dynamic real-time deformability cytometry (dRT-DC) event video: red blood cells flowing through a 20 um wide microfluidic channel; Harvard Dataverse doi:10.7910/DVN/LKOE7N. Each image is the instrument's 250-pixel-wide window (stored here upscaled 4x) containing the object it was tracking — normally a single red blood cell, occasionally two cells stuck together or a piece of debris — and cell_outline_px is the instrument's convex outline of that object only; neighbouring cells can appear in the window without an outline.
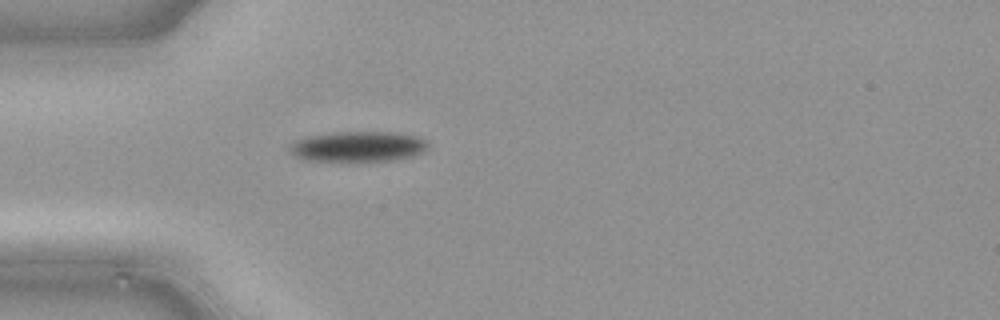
{"species": "common noctule bat (a hibernating species)", "species_latin": "Nyctalus noctula", "temperature_condition": "cold", "stored_images_in_passage": 35, "camera_frame_rate_fps": 3000, "um_per_image_px": 0.085, "animal": {"sex": "male", "body_mass_g": 21.5, "forearm_length_mm": 52.0}, "frame": {"image": 1, "passage_image": 1, "time_ms": 0.0, "image_size_px": [1000, 320], "cell_outline_px": [[428, 144], [420, 152], [408, 156], [392, 160], [352, 164], [340, 164], [304, 160], [296, 156], [288, 148], [296, 140], [308, 136], [336, 132], [392, 132], [416, 136], [428, 140]], "centroid_in_image_um": [30.35, 12.51], "position_along_channel_um": 54.6, "area_um2": 25.26}}
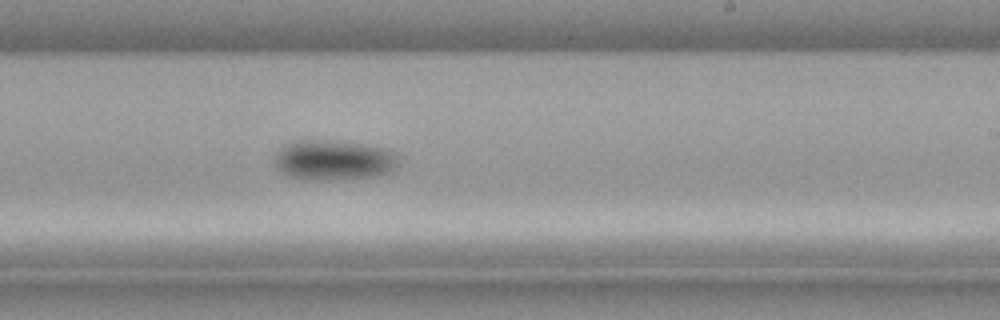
{"frame": {"image": 2, "passage_image": 16, "time_ms": 5.0, "image_size_px": [1000, 320], "cell_outline_px": [[400, 164], [388, 172], [372, 176], [288, 176], [276, 168], [272, 164], [272, 156], [284, 144], [292, 140], [340, 140], [368, 144], [388, 148], [396, 152]], "centroid_in_image_um": [28.35, 13.5], "position_along_channel_um": 260.6, "area_um2": 28.38}}
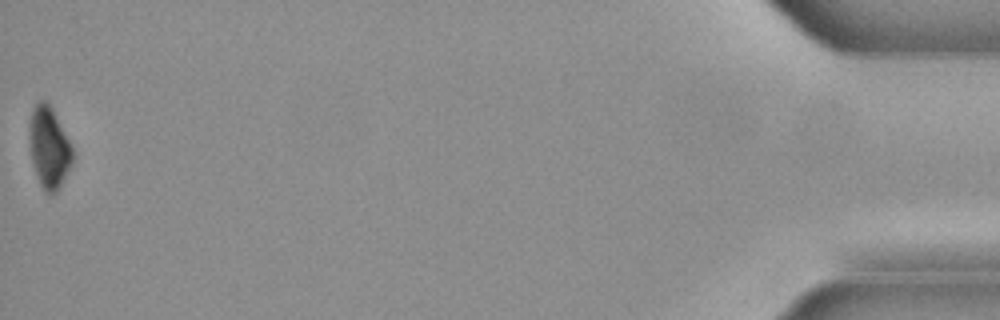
{"frame": {"image": 3, "passage_image": 35, "time_ms": 11.333, "image_size_px": [1000, 320], "cell_outline_px": [[72, 164], [60, 188], [52, 196], [48, 196], [44, 192], [40, 184], [32, 160], [28, 136], [28, 128], [32, 108], [40, 100], [44, 100], [52, 108], [72, 148]], "centroid_in_image_um": [4.15, 12.58], "position_along_channel_um": 431.1, "area_um2": 20.46}}